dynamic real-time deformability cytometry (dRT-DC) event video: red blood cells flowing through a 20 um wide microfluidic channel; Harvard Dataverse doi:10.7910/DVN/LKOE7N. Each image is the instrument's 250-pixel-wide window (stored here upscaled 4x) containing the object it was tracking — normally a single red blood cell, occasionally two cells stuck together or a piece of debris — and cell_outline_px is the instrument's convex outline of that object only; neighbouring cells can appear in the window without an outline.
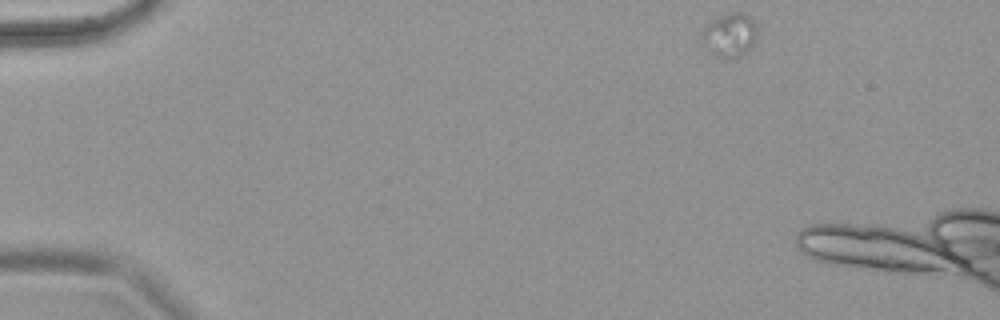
{"species": "common noctule bat (a hibernating species)", "species_latin": "Nyctalus noctula", "temperature_condition": "warm", "stored_images_in_passage": 7, "camera_frame_rate_fps": 3000, "um_per_image_px": 0.085, "animal": {"sex": "female", "body_mass_g": 18.4}, "frame": {"image": 1, "passage_image": 1, "time_ms": 0.0, "image_size_px": [1000, 320], "cell_outline_px": [[756, 40], [748, 52], [740, 56], [716, 56], [704, 48], [700, 36], [704, 28], [712, 20], [720, 16], [732, 12], [744, 12], [752, 20], [756, 28]], "centroid_in_image_um": [62.01, 2.97], "position_along_channel_um": 23.0, "area_um2": 13.99}}